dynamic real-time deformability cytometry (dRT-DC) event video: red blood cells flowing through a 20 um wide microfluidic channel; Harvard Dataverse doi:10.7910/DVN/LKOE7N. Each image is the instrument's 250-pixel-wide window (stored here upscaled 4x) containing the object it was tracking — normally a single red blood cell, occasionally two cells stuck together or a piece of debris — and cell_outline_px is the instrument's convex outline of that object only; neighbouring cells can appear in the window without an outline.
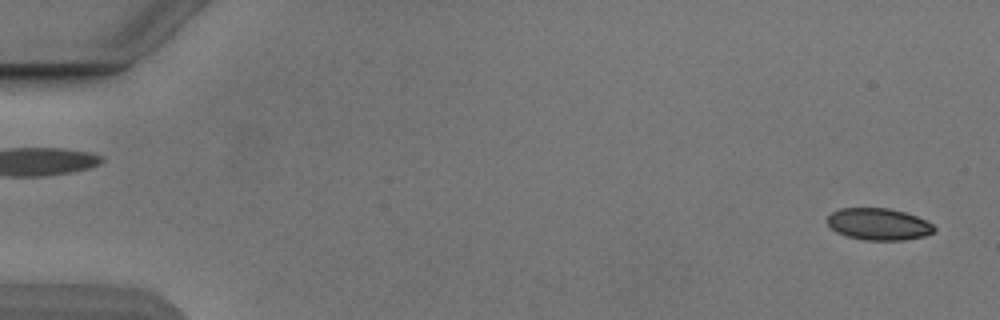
{"species": "Egyptian fruit bat (a non-hibernating species)", "species_latin": "Rousettus aegyptiacus", "temperature_condition": "cold", "stored_images_in_passage": 53, "camera_frame_rate_fps": 3000, "um_per_image_px": 0.085, "animal": {"sex": "male"}, "frame": {"image": 1, "passage_image": 2, "time_ms": 0.333, "image_size_px": [1000, 320], "cell_outline_px": [[936, 232], [924, 236], [904, 240], [864, 240], [848, 236], [836, 232], [828, 224], [828, 216], [832, 212], [840, 208], [888, 208], [904, 212], [916, 216], [932, 224], [936, 228]], "centroid_in_image_um": [74.7, 19.05], "position_along_channel_um": 10.3, "area_um2": 19.77}}
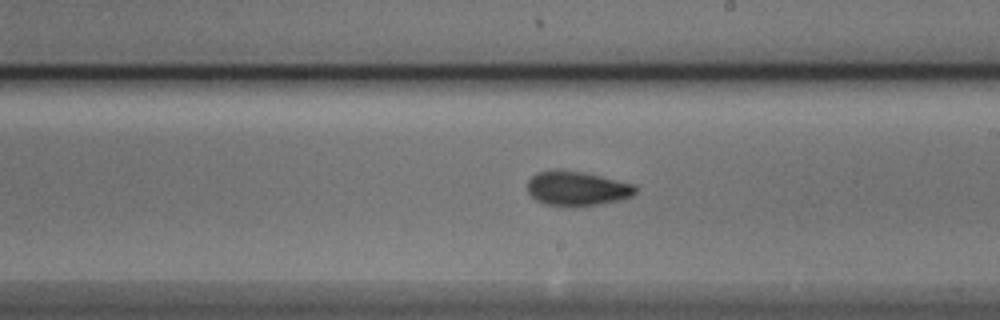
{"frame": {"image": 2, "passage_image": 31, "time_ms": 10.0, "image_size_px": [1000, 320], "cell_outline_px": [[636, 192], [632, 196], [620, 200], [600, 204], [572, 208], [568, 208], [544, 204], [536, 200], [528, 192], [528, 180], [536, 172], [552, 168], [560, 168], [600, 176], [632, 184], [636, 188]], "centroid_in_image_um": [48.98, 16.03], "position_along_channel_um": 240.0, "area_um2": 22.14}}
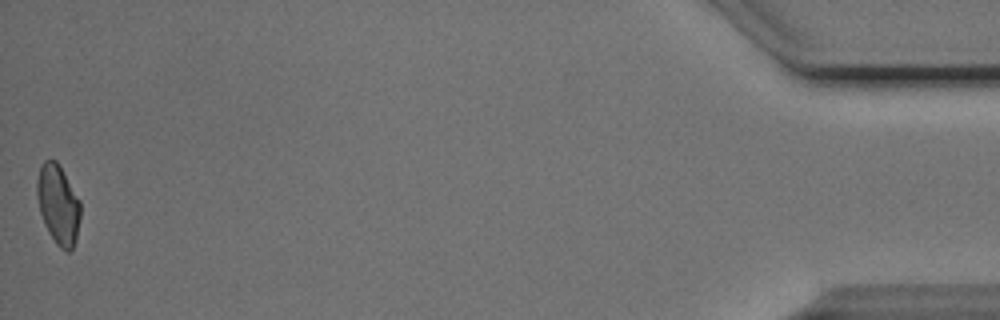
{"frame": {"image": 3, "passage_image": 53, "time_ms": 17.333, "image_size_px": [1000, 320], "cell_outline_px": [[80, 216], [76, 236], [72, 248], [68, 252], [64, 252], [56, 244], [48, 232], [44, 224], [40, 212], [36, 196], [36, 180], [40, 168], [44, 160], [56, 160], [80, 200]], "centroid_in_image_um": [4.92, 17.39], "position_along_channel_um": 430.3, "area_um2": 20.06}, "authors_computed_cell_mechanics": {"area_um2": 20.8658, "velocity_mm_per_s": 3.8783, "shape_relaxation_time_tau1_ms": 2.8006, "shape_relaxation_time_tau2_ms": 1.834, "deformation_change_tau1": 0.0938, "deformation_change_tau2": 0.0711}}